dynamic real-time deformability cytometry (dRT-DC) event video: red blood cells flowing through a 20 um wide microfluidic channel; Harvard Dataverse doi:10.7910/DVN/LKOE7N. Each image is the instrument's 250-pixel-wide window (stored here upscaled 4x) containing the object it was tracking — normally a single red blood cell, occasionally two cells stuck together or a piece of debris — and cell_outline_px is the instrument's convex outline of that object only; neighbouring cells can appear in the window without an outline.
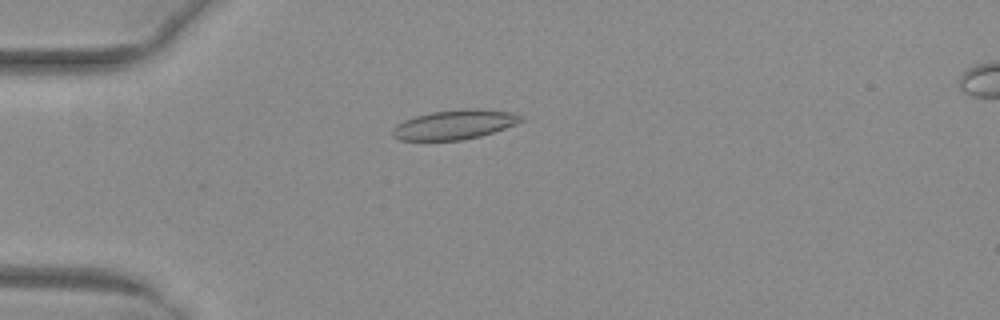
{"species": "common noctule bat (a hibernating species)", "species_latin": "Nyctalus noctula", "temperature_condition": "warm", "stored_images_in_passage": 52, "camera_frame_rate_fps": 3000, "um_per_image_px": 0.085, "animal": {"sex": "female", "body_mass_g": 29.2, "forearm_length_mm": 56.3}, "frame": {"image": 1, "passage_image": 15, "time_ms": 4.667, "image_size_px": [1000, 320], "cell_outline_px": [[524, 120], [516, 124], [480, 136], [460, 140], [400, 140], [392, 136], [392, 128], [396, 124], [404, 120], [416, 116], [432, 112], [460, 108], [476, 108], [512, 112], [524, 116]], "centroid_in_image_um": [38.64, 10.58], "position_along_channel_um": 46.4, "area_um2": 22.14}}
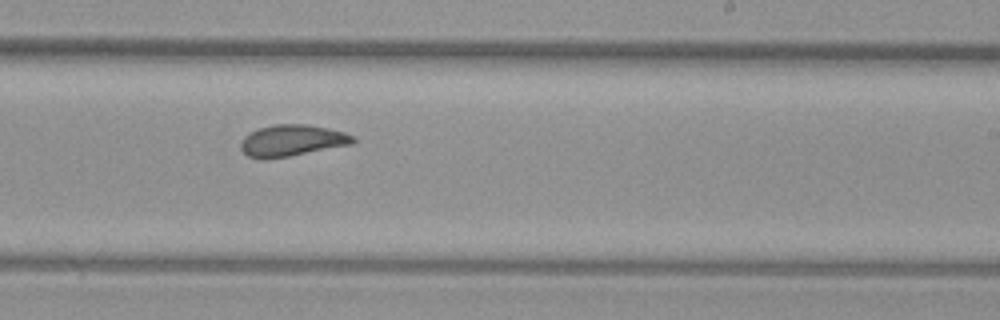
{"frame": {"image": 2, "passage_image": 33, "time_ms": 10.667, "image_size_px": [1000, 320], "cell_outline_px": [[356, 140], [352, 144], [288, 156], [264, 160], [248, 156], [240, 148], [240, 144], [244, 136], [260, 128], [276, 124], [308, 124], [328, 128], [344, 132], [352, 136]], "centroid_in_image_um": [24.8, 11.95], "position_along_channel_um": 264.2, "area_um2": 20.4}}
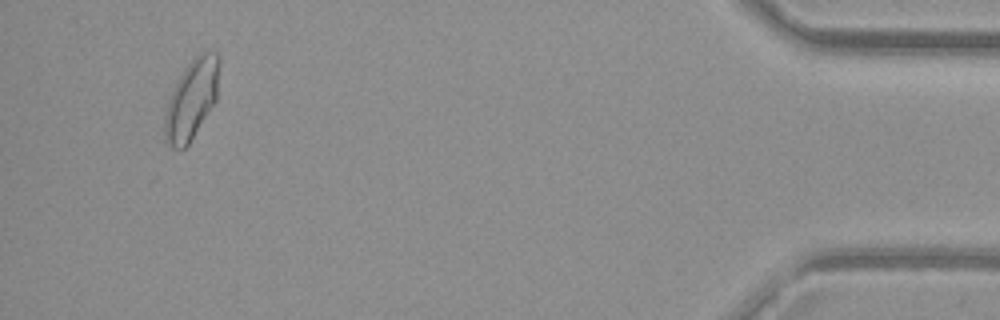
{"frame": {"image": 3, "passage_image": 50, "time_ms": 16.333, "image_size_px": [1000, 320], "cell_outline_px": [[220, 64], [216, 100], [188, 144], [184, 148], [172, 148], [164, 140], [164, 116], [172, 92], [184, 68], [200, 52], [216, 52], [220, 56]], "centroid_in_image_um": [16.3, 8.43], "position_along_channel_um": 418.9, "area_um2": 24.97}, "authors_computed_cell_mechanics": {"area_um2": 21.5883, "velocity_mm_per_s": 4.0039, "shape_relaxation_time_tau1_ms": 7.9051, "shape_relaxation_time_tau2_ms": 1.26, "deformation_change_tau1": 0.1717, "deformation_change_tau2": 0.0684}}